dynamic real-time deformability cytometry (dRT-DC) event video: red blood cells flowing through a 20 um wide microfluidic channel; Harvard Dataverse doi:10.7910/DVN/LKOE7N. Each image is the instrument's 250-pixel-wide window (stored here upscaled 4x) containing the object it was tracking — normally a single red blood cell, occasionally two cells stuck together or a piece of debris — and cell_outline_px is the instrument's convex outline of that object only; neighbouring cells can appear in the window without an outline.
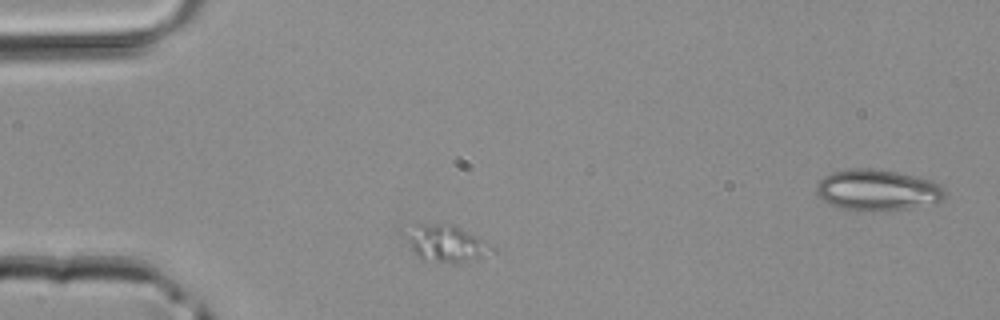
{"species": "common noctule bat (a hibernating species)", "species_latin": "Nyctalus noctula", "temperature_condition": "room temperature", "stored_images_in_passage": 2, "camera_frame_rate_fps": 3000, "um_per_image_px": 0.085, "animal": {"sex": "male", "body_mass_g": 20.4}, "frame": {"image": 1, "passage_image": 1, "time_ms": 0.0, "image_size_px": [1000, 320], "cell_outline_px": [[496, 252], [460, 264], [456, 264], [420, 260], [416, 256], [400, 236], [400, 228], [416, 224], [452, 224], [468, 232], [496, 248]], "centroid_in_image_um": [37.77, 20.7], "position_along_channel_um": 47.2, "area_um2": 19.48}}